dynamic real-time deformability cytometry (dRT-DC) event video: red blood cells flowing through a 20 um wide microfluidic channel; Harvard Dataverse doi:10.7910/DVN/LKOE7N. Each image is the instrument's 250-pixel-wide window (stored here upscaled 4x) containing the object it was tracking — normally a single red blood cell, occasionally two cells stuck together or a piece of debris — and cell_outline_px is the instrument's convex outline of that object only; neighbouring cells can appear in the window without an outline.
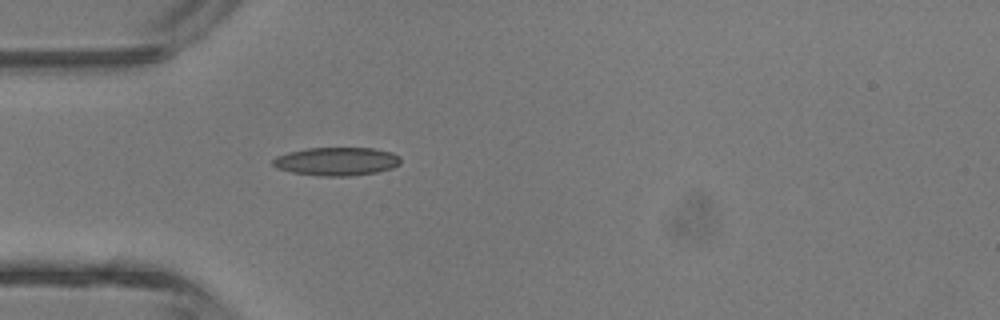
{"species": "common noctule bat (a hibernating species)", "species_latin": "Nyctalus noctula", "temperature_condition": "room temperature", "stored_images_in_passage": 2, "camera_frame_rate_fps": 3000, "um_per_image_px": 0.085, "animal": {"sex": "male", "body_mass_g": 13.3}, "frame": {"image": 1, "passage_image": 2, "time_ms": 1.333, "image_size_px": [1000, 320], "cell_outline_px": [[400, 164], [392, 168], [376, 172], [348, 176], [320, 176], [292, 172], [276, 168], [272, 164], [272, 160], [276, 156], [288, 152], [304, 148], [372, 148], [392, 152], [400, 156]], "centroid_in_image_um": [28.59, 13.71], "position_along_channel_um": 56.4, "area_um2": 21.15}}